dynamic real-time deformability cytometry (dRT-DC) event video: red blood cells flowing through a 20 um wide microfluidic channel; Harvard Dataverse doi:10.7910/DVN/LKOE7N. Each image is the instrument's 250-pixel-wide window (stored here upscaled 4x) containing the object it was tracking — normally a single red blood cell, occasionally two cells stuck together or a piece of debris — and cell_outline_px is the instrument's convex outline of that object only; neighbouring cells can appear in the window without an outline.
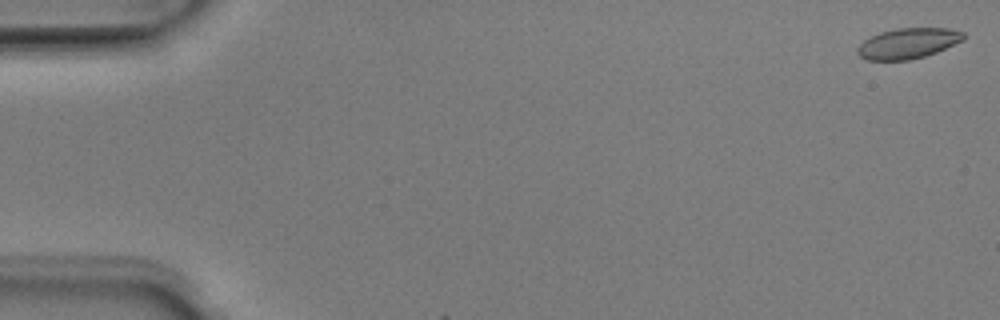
{"species": "Egyptian fruit bat (a non-hibernating species)", "species_latin": "Rousettus aegyptiacus", "temperature_condition": "room temperature", "stored_images_in_passage": 4, "camera_frame_rate_fps": 3000, "um_per_image_px": 0.085, "animal": {"sex": "male"}, "frame": {"image": 1, "passage_image": 1, "time_ms": 0.0, "image_size_px": [1000, 320], "cell_outline_px": [[964, 40], [936, 52], [924, 56], [908, 60], [868, 60], [860, 56], [856, 52], [856, 48], [864, 40], [880, 32], [896, 28], [948, 28], [964, 32]], "centroid_in_image_um": [77.17, 3.68], "position_along_channel_um": 7.8, "area_um2": 18.79}}